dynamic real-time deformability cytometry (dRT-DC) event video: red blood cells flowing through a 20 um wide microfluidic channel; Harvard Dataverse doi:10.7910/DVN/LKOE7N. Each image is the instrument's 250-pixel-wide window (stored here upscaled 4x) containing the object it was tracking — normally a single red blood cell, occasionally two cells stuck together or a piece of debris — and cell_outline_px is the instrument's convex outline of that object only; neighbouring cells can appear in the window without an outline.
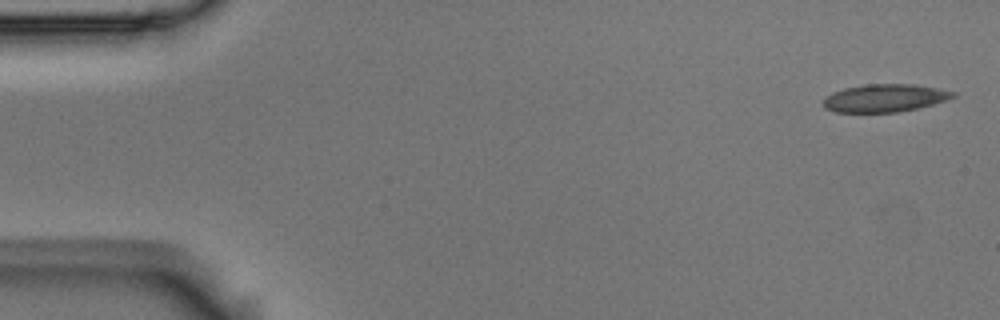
{"species": "Egyptian fruit bat (a non-hibernating species)", "species_latin": "Rousettus aegyptiacus", "temperature_condition": "room temperature", "stored_images_in_passage": 4, "camera_frame_rate_fps": 3000, "um_per_image_px": 0.085, "animal": {"sex": "male"}, "frame": {"image": 1, "passage_image": 1, "time_ms": 0.0, "image_size_px": [1000, 320], "cell_outline_px": [[956, 96], [932, 104], [916, 108], [896, 112], [836, 112], [824, 108], [824, 96], [832, 92], [844, 88], [864, 84], [912, 84], [936, 88], [956, 92]], "centroid_in_image_um": [75.15, 8.32], "position_along_channel_um": 9.8, "area_um2": 20.87}}